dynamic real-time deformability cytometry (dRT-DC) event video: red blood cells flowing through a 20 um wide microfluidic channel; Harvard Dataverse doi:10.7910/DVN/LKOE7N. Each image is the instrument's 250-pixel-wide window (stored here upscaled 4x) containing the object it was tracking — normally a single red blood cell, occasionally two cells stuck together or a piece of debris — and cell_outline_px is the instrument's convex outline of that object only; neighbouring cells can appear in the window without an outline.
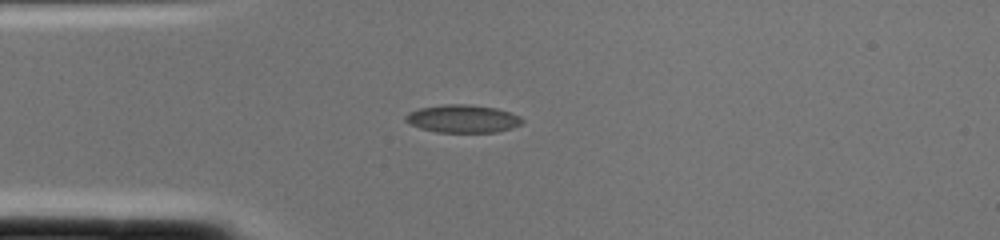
{"species": "common noctule bat (a hibernating species)", "species_latin": "Nyctalus noctula", "temperature_condition": "cold", "stored_images_in_passage": 1, "camera_frame_rate_fps": 3000, "um_per_image_px": 0.085, "animal": {"sex": "female", "body_mass_g": 22.0, "forearm_length_mm": 56.7}, "frame": {"image": 1, "passage_image": 1, "time_ms": 0.0, "image_size_px": [1000, 240], "cell_outline_px": [[524, 120], [520, 124], [512, 128], [496, 132], [436, 132], [420, 128], [404, 120], [404, 116], [408, 112], [420, 108], [444, 104], [468, 104], [496, 108], [520, 116]], "centroid_in_image_um": [39.32, 10.09], "position_along_channel_um": 45.7, "area_um2": 18.9}}